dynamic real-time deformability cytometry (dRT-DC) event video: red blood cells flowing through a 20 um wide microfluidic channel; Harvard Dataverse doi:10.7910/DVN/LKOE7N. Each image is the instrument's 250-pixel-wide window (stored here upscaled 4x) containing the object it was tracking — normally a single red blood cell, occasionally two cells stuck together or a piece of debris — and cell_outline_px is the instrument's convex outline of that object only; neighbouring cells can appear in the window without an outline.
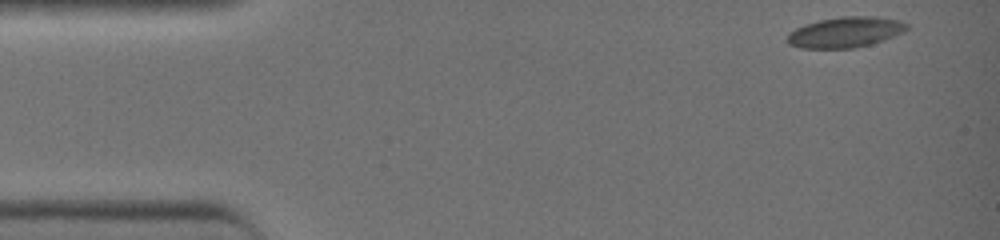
{"species": "common noctule bat (a hibernating species)", "species_latin": "Nyctalus noctula", "temperature_condition": "warm", "stored_images_in_passage": 39, "camera_frame_rate_fps": 3000, "um_per_image_px": 0.085, "animal": {"sex": "female", "body_mass_g": 19.0, "forearm_length_mm": 51.5}, "frame": {"image": 1, "passage_image": 1, "time_ms": 0.0, "image_size_px": [1000, 240], "cell_outline_px": [[908, 28], [904, 32], [884, 40], [872, 44], [856, 48], [800, 48], [788, 44], [784, 40], [788, 32], [804, 24], [820, 20], [840, 16], [876, 16], [900, 20], [908, 24]], "centroid_in_image_um": [71.83, 2.74], "position_along_channel_um": 13.2, "area_um2": 21.68}}
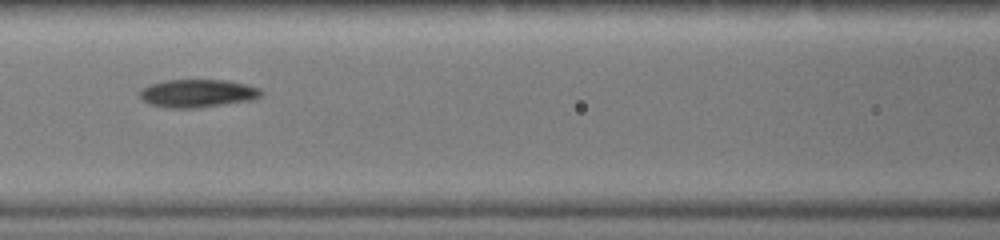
{"frame": {"image": 2, "passage_image": 17, "time_ms": 5.333, "image_size_px": [1000, 240], "cell_outline_px": [[264, 92], [256, 100], [196, 108], [168, 108], [148, 104], [140, 96], [140, 88], [148, 84], [164, 80], [228, 80], [248, 84], [260, 88]], "centroid_in_image_um": [16.82, 7.93], "position_along_channel_um": 149.8, "area_um2": 20.23}}
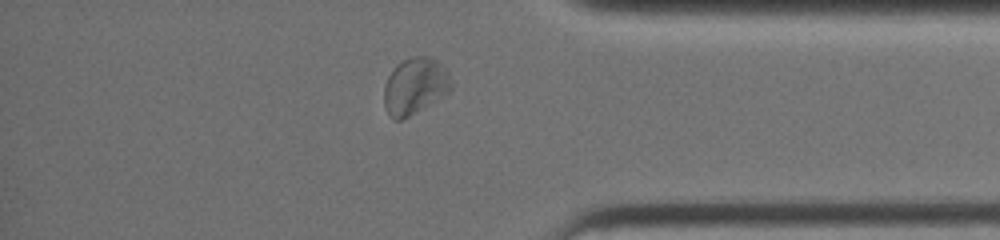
{"frame": {"image": 3, "passage_image": 34, "time_ms": 11.0, "image_size_px": [1000, 240], "cell_outline_px": [[452, 92], [416, 112], [400, 120], [392, 120], [384, 104], [384, 88], [388, 76], [392, 68], [396, 64], [412, 56], [428, 56], [436, 60], [448, 72], [452, 84]], "centroid_in_image_um": [35.28, 7.32], "position_along_channel_um": 399.9, "area_um2": 22.25}, "authors_computed_cell_mechanics": {"area_um2": 19.8832, "velocity_mm_per_s": 4.5193, "shape_relaxation_time_tau1_ms": 3.7118, "shape_relaxation_time_tau2_ms": 2.6192, "deformation_change_tau1": 0.1443, "deformation_change_tau2": 0.0907}}